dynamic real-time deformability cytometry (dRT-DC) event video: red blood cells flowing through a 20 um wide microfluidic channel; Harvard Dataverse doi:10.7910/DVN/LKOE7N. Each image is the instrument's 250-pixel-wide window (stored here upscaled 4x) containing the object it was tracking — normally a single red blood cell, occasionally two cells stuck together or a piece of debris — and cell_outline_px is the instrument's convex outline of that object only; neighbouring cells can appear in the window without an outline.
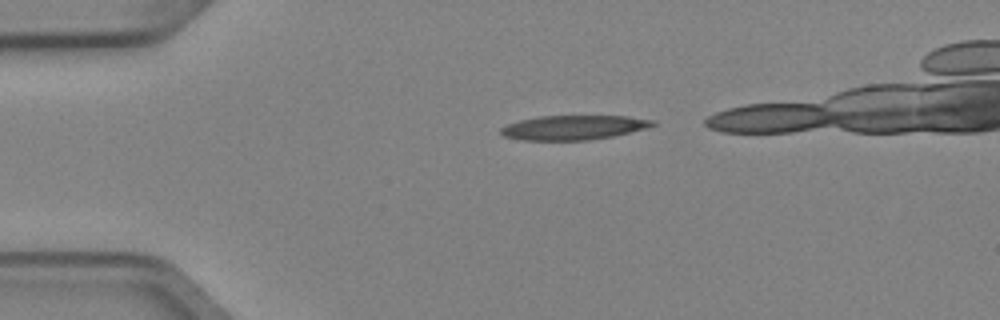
{"species": "Egyptian fruit bat (a non-hibernating species)", "species_latin": "Rousettus aegyptiacus", "temperature_condition": "cold", "stored_images_in_passage": 3, "camera_frame_rate_fps": 3000, "um_per_image_px": 0.085, "animal": {"sex": "female"}, "frame": {"image": 1, "passage_image": 1, "time_ms": 0.0, "image_size_px": [1000, 320], "cell_outline_px": [[656, 124], [648, 128], [612, 136], [588, 140], [520, 140], [504, 136], [500, 132], [500, 128], [508, 124], [520, 120], [540, 116], [628, 116], [656, 120]], "centroid_in_image_um": [48.77, 10.83], "position_along_channel_um": 36.2, "area_um2": 21.62}}